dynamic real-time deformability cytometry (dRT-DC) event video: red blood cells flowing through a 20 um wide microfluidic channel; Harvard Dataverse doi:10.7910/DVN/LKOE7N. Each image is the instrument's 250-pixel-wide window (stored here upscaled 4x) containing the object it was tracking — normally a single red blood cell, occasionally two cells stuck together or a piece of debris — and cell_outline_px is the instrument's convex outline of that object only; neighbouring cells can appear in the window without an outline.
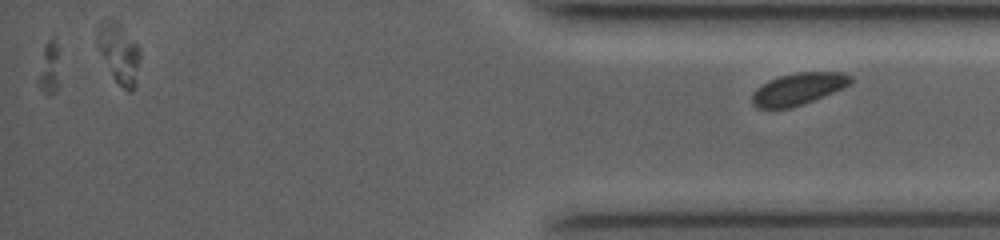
{"species": "common noctule bat (a hibernating species)", "species_latin": "Nyctalus noctula", "temperature_condition": "room temperature", "stored_images_in_passage": 25, "segment_of_instrument_passage": [2, 2], "camera_frame_rate_fps": 4000, "um_per_image_px": 0.085, "animal": {"sex": "female", "body_mass_g": 19.0, "forearm_length_mm": 53.3}, "frame": {"image": 1, "passage_image": 25, "time_ms": 11.75, "image_size_px": [1000, 240], "cell_outline_px": [[852, 84], [804, 104], [792, 108], [756, 108], [752, 104], [752, 92], [756, 88], [768, 80], [780, 76], [796, 72], [844, 72], [852, 76]], "centroid_in_image_um": [67.85, 7.55], "position_along_channel_um": 367.4, "area_um2": 18.5}}